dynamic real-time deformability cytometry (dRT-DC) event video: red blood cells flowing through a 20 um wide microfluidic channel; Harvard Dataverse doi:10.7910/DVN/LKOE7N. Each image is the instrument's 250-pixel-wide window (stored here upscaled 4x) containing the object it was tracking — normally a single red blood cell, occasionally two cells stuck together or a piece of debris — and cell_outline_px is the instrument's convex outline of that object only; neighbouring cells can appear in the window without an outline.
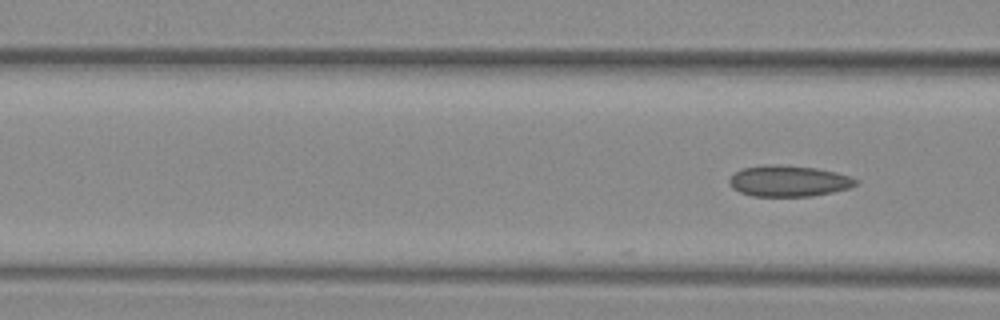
{"species": "common noctule bat (a hibernating species)", "species_latin": "Nyctalus noctula", "temperature_condition": "warm", "stored_images_in_passage": 20, "camera_frame_rate_fps": 3000, "um_per_image_px": 0.085, "animal": {"sex": "female", "body_mass_g": 29.2, "forearm_length_mm": 56.3}, "frame": {"image": 1, "passage_image": 20, "time_ms": 6.333, "image_size_px": [1000, 320], "cell_outline_px": [[860, 180], [856, 184], [848, 188], [832, 192], [812, 196], [752, 196], [740, 192], [732, 188], [728, 184], [728, 180], [736, 172], [744, 168], [768, 164], [776, 164], [816, 168], [836, 172]], "centroid_in_image_um": [67.02, 15.39], "position_along_channel_um": 99.6, "area_um2": 22.83}}